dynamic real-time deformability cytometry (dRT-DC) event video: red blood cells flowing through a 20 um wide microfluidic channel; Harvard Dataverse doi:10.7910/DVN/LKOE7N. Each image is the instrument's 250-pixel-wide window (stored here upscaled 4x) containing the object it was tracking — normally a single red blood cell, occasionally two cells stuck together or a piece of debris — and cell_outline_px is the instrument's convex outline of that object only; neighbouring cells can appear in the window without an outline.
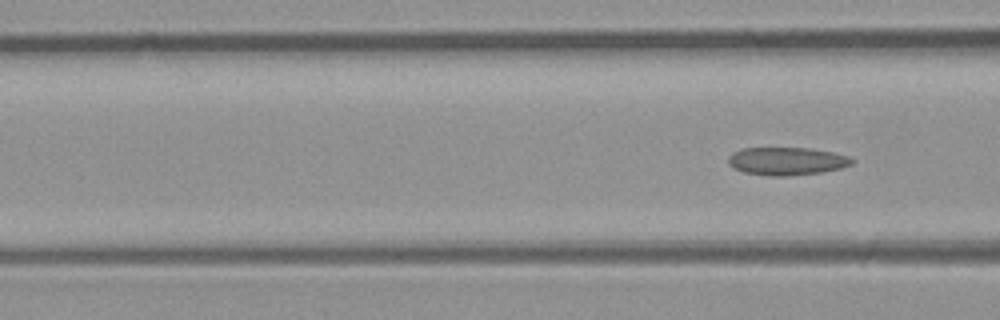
{"species": "common noctule bat (a hibernating species)", "species_latin": "Nyctalus noctula", "temperature_condition": "room temperature", "stored_images_in_passage": 5, "segment_of_instrument_passage": [2, 2], "camera_frame_rate_fps": 3000, "um_per_image_px": 0.085, "animal": {"sex": "male", "body_mass_g": 23.1, "forearm_length_mm": 52.7}, "frame": {"image": 1, "passage_image": 5, "time_ms": 4.667, "image_size_px": [1000, 320], "cell_outline_px": [[856, 160], [852, 164], [840, 168], [820, 172], [784, 176], [772, 176], [744, 172], [728, 164], [728, 156], [732, 152], [740, 148], [808, 148], [832, 152], [848, 156]], "centroid_in_image_um": [66.86, 13.68], "position_along_channel_um": 99.7, "area_um2": 20.0}}